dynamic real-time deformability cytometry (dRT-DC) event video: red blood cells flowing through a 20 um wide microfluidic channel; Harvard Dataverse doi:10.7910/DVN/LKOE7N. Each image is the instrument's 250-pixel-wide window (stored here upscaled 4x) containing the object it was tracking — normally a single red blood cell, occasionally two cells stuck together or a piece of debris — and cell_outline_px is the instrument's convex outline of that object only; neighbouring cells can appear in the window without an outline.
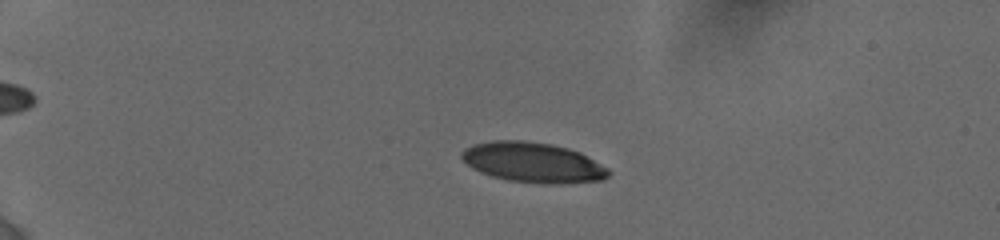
{"species": "human", "species_latin": "Homo sapiens", "temperature_condition": "cold", "stored_images_in_passage": 44, "camera_frame_rate_fps": 3000, "um_per_image_px": 0.085, "donor": {"sex": "female"}, "frame": {"image": 1, "passage_image": 6, "time_ms": 4.0, "image_size_px": [1000, 240], "cell_outline_px": [[612, 172], [604, 180], [556, 184], [548, 184], [508, 180], [492, 176], [480, 172], [472, 168], [460, 156], [460, 152], [464, 148], [472, 144], [492, 140], [524, 140], [552, 144], [568, 148], [580, 152], [608, 168]], "centroid_in_image_um": [45.3, 13.8], "position_along_channel_um": 39.7, "area_um2": 34.51}}
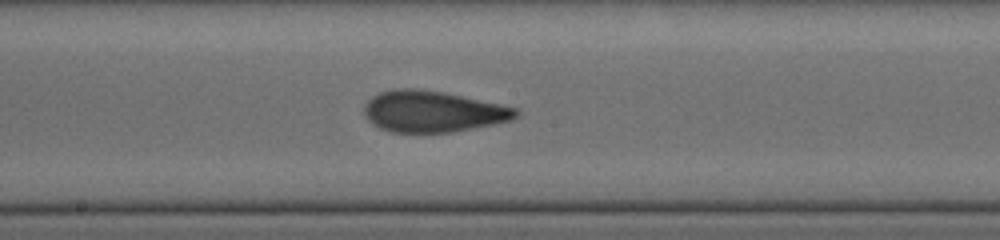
{"frame": {"image": 2, "passage_image": 22, "time_ms": 10.333, "image_size_px": [1000, 240], "cell_outline_px": [[520, 112], [512, 120], [452, 132], [392, 132], [380, 128], [372, 124], [364, 116], [364, 104], [372, 96], [380, 92], [396, 88], [412, 88], [444, 92], [516, 108]], "centroid_in_image_um": [36.73, 9.47], "position_along_channel_um": 211.5, "area_um2": 36.24}}
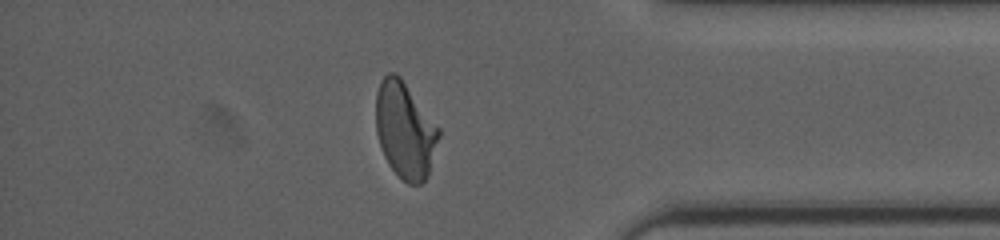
{"frame": {"image": 3, "passage_image": 38, "time_ms": 15.667, "image_size_px": [1000, 240], "cell_outline_px": [[440, 136], [428, 176], [420, 184], [408, 184], [388, 164], [384, 156], [376, 132], [376, 92], [380, 80], [388, 72], [396, 72], [400, 76], [440, 128]], "centroid_in_image_um": [34.43, 11.04], "position_along_channel_um": 400.8, "area_um2": 35.32}, "authors_computed_cell_mechanics": {"area_um2": 35.6048, "velocity_mm_per_s": 3.8439, "shape_relaxation_time_tau1_ms": 6.0976, "shape_relaxation_time_tau2_ms": 1.0594, "deformation_change_tau1": 0.2413, "deformation_change_tau2": 0.0824}}